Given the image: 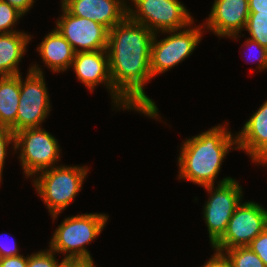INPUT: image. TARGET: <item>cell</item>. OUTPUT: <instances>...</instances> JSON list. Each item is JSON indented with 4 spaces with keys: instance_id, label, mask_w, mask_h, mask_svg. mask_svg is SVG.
Segmentation results:
<instances>
[{
    "instance_id": "6da1fadb",
    "label": "cell",
    "mask_w": 267,
    "mask_h": 267,
    "mask_svg": "<svg viewBox=\"0 0 267 267\" xmlns=\"http://www.w3.org/2000/svg\"><path fill=\"white\" fill-rule=\"evenodd\" d=\"M154 33L128 16L108 32L107 54L114 89L139 113L159 119L155 102L145 94Z\"/></svg>"
},
{
    "instance_id": "7a4b0ae2",
    "label": "cell",
    "mask_w": 267,
    "mask_h": 267,
    "mask_svg": "<svg viewBox=\"0 0 267 267\" xmlns=\"http://www.w3.org/2000/svg\"><path fill=\"white\" fill-rule=\"evenodd\" d=\"M230 149H238L237 137L224 125L214 126L188 138L183 141L178 157V179H185L202 187L214 185Z\"/></svg>"
},
{
    "instance_id": "3957f363",
    "label": "cell",
    "mask_w": 267,
    "mask_h": 267,
    "mask_svg": "<svg viewBox=\"0 0 267 267\" xmlns=\"http://www.w3.org/2000/svg\"><path fill=\"white\" fill-rule=\"evenodd\" d=\"M108 217L102 213H85L64 218L54 231L49 248L56 254L64 253L66 262L94 263L85 245L102 232Z\"/></svg>"
},
{
    "instance_id": "277c9868",
    "label": "cell",
    "mask_w": 267,
    "mask_h": 267,
    "mask_svg": "<svg viewBox=\"0 0 267 267\" xmlns=\"http://www.w3.org/2000/svg\"><path fill=\"white\" fill-rule=\"evenodd\" d=\"M87 166L59 165L38 172L33 185L55 220L81 190L88 174Z\"/></svg>"
},
{
    "instance_id": "5b68a950",
    "label": "cell",
    "mask_w": 267,
    "mask_h": 267,
    "mask_svg": "<svg viewBox=\"0 0 267 267\" xmlns=\"http://www.w3.org/2000/svg\"><path fill=\"white\" fill-rule=\"evenodd\" d=\"M24 175L34 177L38 172L56 166L60 159V146L53 135L42 127L27 128L15 133V151ZM55 164V165H54Z\"/></svg>"
},
{
    "instance_id": "8992f818",
    "label": "cell",
    "mask_w": 267,
    "mask_h": 267,
    "mask_svg": "<svg viewBox=\"0 0 267 267\" xmlns=\"http://www.w3.org/2000/svg\"><path fill=\"white\" fill-rule=\"evenodd\" d=\"M130 1L135 8L128 5V17L136 23L143 24L154 34L192 27L194 23L190 12L179 0Z\"/></svg>"
},
{
    "instance_id": "52a82bcc",
    "label": "cell",
    "mask_w": 267,
    "mask_h": 267,
    "mask_svg": "<svg viewBox=\"0 0 267 267\" xmlns=\"http://www.w3.org/2000/svg\"><path fill=\"white\" fill-rule=\"evenodd\" d=\"M214 185L204 188L210 193L203 208V217L208 228L209 240L213 246L226 232L228 222L237 206L242 202V187L231 177H225Z\"/></svg>"
},
{
    "instance_id": "ba28073f",
    "label": "cell",
    "mask_w": 267,
    "mask_h": 267,
    "mask_svg": "<svg viewBox=\"0 0 267 267\" xmlns=\"http://www.w3.org/2000/svg\"><path fill=\"white\" fill-rule=\"evenodd\" d=\"M25 81L20 74V99L16 116V132L27 128H39L51 111L43 70L33 64Z\"/></svg>"
},
{
    "instance_id": "9c48e42d",
    "label": "cell",
    "mask_w": 267,
    "mask_h": 267,
    "mask_svg": "<svg viewBox=\"0 0 267 267\" xmlns=\"http://www.w3.org/2000/svg\"><path fill=\"white\" fill-rule=\"evenodd\" d=\"M202 26V28H201ZM164 31L170 34L162 40H157L156 33L151 44L150 71L152 76L167 72L193 53L202 38L203 25ZM187 28V29H186ZM202 29V30H201Z\"/></svg>"
},
{
    "instance_id": "30bf717a",
    "label": "cell",
    "mask_w": 267,
    "mask_h": 267,
    "mask_svg": "<svg viewBox=\"0 0 267 267\" xmlns=\"http://www.w3.org/2000/svg\"><path fill=\"white\" fill-rule=\"evenodd\" d=\"M265 229V211L259 203H240L228 222L226 232L212 246L215 252L245 247Z\"/></svg>"
},
{
    "instance_id": "8fae6325",
    "label": "cell",
    "mask_w": 267,
    "mask_h": 267,
    "mask_svg": "<svg viewBox=\"0 0 267 267\" xmlns=\"http://www.w3.org/2000/svg\"><path fill=\"white\" fill-rule=\"evenodd\" d=\"M55 29L71 44L75 53L107 49L109 30L98 22L70 14L61 6ZM79 48V49H78Z\"/></svg>"
},
{
    "instance_id": "7c38bea8",
    "label": "cell",
    "mask_w": 267,
    "mask_h": 267,
    "mask_svg": "<svg viewBox=\"0 0 267 267\" xmlns=\"http://www.w3.org/2000/svg\"><path fill=\"white\" fill-rule=\"evenodd\" d=\"M77 79L81 81L91 92L100 83H104L112 95V103L117 108L136 111L113 87L109 71V59L107 50L87 51L75 53L71 64Z\"/></svg>"
},
{
    "instance_id": "4fadbf2b",
    "label": "cell",
    "mask_w": 267,
    "mask_h": 267,
    "mask_svg": "<svg viewBox=\"0 0 267 267\" xmlns=\"http://www.w3.org/2000/svg\"><path fill=\"white\" fill-rule=\"evenodd\" d=\"M248 0H215L204 30H211L218 37L239 38L249 16Z\"/></svg>"
},
{
    "instance_id": "5bb4252c",
    "label": "cell",
    "mask_w": 267,
    "mask_h": 267,
    "mask_svg": "<svg viewBox=\"0 0 267 267\" xmlns=\"http://www.w3.org/2000/svg\"><path fill=\"white\" fill-rule=\"evenodd\" d=\"M126 0H69L63 7L72 15L98 22L108 30L128 16Z\"/></svg>"
},
{
    "instance_id": "9a60e30c",
    "label": "cell",
    "mask_w": 267,
    "mask_h": 267,
    "mask_svg": "<svg viewBox=\"0 0 267 267\" xmlns=\"http://www.w3.org/2000/svg\"><path fill=\"white\" fill-rule=\"evenodd\" d=\"M236 135L238 150L245 151L254 163L267 165V100Z\"/></svg>"
},
{
    "instance_id": "2e32d148",
    "label": "cell",
    "mask_w": 267,
    "mask_h": 267,
    "mask_svg": "<svg viewBox=\"0 0 267 267\" xmlns=\"http://www.w3.org/2000/svg\"><path fill=\"white\" fill-rule=\"evenodd\" d=\"M42 61L54 72H64L71 68L75 56L71 44L54 28L37 47Z\"/></svg>"
},
{
    "instance_id": "e0dca14e",
    "label": "cell",
    "mask_w": 267,
    "mask_h": 267,
    "mask_svg": "<svg viewBox=\"0 0 267 267\" xmlns=\"http://www.w3.org/2000/svg\"><path fill=\"white\" fill-rule=\"evenodd\" d=\"M31 38L21 31L0 34V76L21 74L18 65Z\"/></svg>"
},
{
    "instance_id": "ac0fdd59",
    "label": "cell",
    "mask_w": 267,
    "mask_h": 267,
    "mask_svg": "<svg viewBox=\"0 0 267 267\" xmlns=\"http://www.w3.org/2000/svg\"><path fill=\"white\" fill-rule=\"evenodd\" d=\"M20 99V74L0 76V127L16 133V116Z\"/></svg>"
},
{
    "instance_id": "d6986e66",
    "label": "cell",
    "mask_w": 267,
    "mask_h": 267,
    "mask_svg": "<svg viewBox=\"0 0 267 267\" xmlns=\"http://www.w3.org/2000/svg\"><path fill=\"white\" fill-rule=\"evenodd\" d=\"M223 254L233 267H266L258 255L248 246L227 249Z\"/></svg>"
},
{
    "instance_id": "ffe728a7",
    "label": "cell",
    "mask_w": 267,
    "mask_h": 267,
    "mask_svg": "<svg viewBox=\"0 0 267 267\" xmlns=\"http://www.w3.org/2000/svg\"><path fill=\"white\" fill-rule=\"evenodd\" d=\"M244 29L250 39L267 48V15H249Z\"/></svg>"
},
{
    "instance_id": "44dd1931",
    "label": "cell",
    "mask_w": 267,
    "mask_h": 267,
    "mask_svg": "<svg viewBox=\"0 0 267 267\" xmlns=\"http://www.w3.org/2000/svg\"><path fill=\"white\" fill-rule=\"evenodd\" d=\"M24 16L7 2L0 0V34L19 32L13 29L14 25Z\"/></svg>"
},
{
    "instance_id": "7402d4cb",
    "label": "cell",
    "mask_w": 267,
    "mask_h": 267,
    "mask_svg": "<svg viewBox=\"0 0 267 267\" xmlns=\"http://www.w3.org/2000/svg\"><path fill=\"white\" fill-rule=\"evenodd\" d=\"M55 255L50 248L28 255L27 267H63L66 261L62 259L59 263Z\"/></svg>"
},
{
    "instance_id": "603a6c76",
    "label": "cell",
    "mask_w": 267,
    "mask_h": 267,
    "mask_svg": "<svg viewBox=\"0 0 267 267\" xmlns=\"http://www.w3.org/2000/svg\"><path fill=\"white\" fill-rule=\"evenodd\" d=\"M12 143L15 149V134L10 128L0 127V179L2 180V172L7 156V147Z\"/></svg>"
},
{
    "instance_id": "cb8c5ba5",
    "label": "cell",
    "mask_w": 267,
    "mask_h": 267,
    "mask_svg": "<svg viewBox=\"0 0 267 267\" xmlns=\"http://www.w3.org/2000/svg\"><path fill=\"white\" fill-rule=\"evenodd\" d=\"M244 45L246 47L251 48L253 51L251 52V54L249 56H251V60L250 61H258V69L259 70H264L267 69V48L261 46L257 41L252 40L250 38H247L246 42L244 43ZM254 49L255 51L257 50V55L256 53H254ZM254 53V54H253ZM256 56V57H254ZM254 57V60L252 59ZM248 60V61H249Z\"/></svg>"
},
{
    "instance_id": "d4e9b609",
    "label": "cell",
    "mask_w": 267,
    "mask_h": 267,
    "mask_svg": "<svg viewBox=\"0 0 267 267\" xmlns=\"http://www.w3.org/2000/svg\"><path fill=\"white\" fill-rule=\"evenodd\" d=\"M248 247L258 255L267 267V230L264 229L248 245Z\"/></svg>"
},
{
    "instance_id": "484cf974",
    "label": "cell",
    "mask_w": 267,
    "mask_h": 267,
    "mask_svg": "<svg viewBox=\"0 0 267 267\" xmlns=\"http://www.w3.org/2000/svg\"><path fill=\"white\" fill-rule=\"evenodd\" d=\"M28 255L22 254L0 258V267H27Z\"/></svg>"
},
{
    "instance_id": "4316f807",
    "label": "cell",
    "mask_w": 267,
    "mask_h": 267,
    "mask_svg": "<svg viewBox=\"0 0 267 267\" xmlns=\"http://www.w3.org/2000/svg\"><path fill=\"white\" fill-rule=\"evenodd\" d=\"M203 265L201 267H233L226 256L219 252H214L213 256Z\"/></svg>"
},
{
    "instance_id": "83f0119b",
    "label": "cell",
    "mask_w": 267,
    "mask_h": 267,
    "mask_svg": "<svg viewBox=\"0 0 267 267\" xmlns=\"http://www.w3.org/2000/svg\"><path fill=\"white\" fill-rule=\"evenodd\" d=\"M5 241H0V258L20 255L15 240L12 243Z\"/></svg>"
},
{
    "instance_id": "f1b7e54d",
    "label": "cell",
    "mask_w": 267,
    "mask_h": 267,
    "mask_svg": "<svg viewBox=\"0 0 267 267\" xmlns=\"http://www.w3.org/2000/svg\"><path fill=\"white\" fill-rule=\"evenodd\" d=\"M249 15H267V0H248Z\"/></svg>"
},
{
    "instance_id": "f546056e",
    "label": "cell",
    "mask_w": 267,
    "mask_h": 267,
    "mask_svg": "<svg viewBox=\"0 0 267 267\" xmlns=\"http://www.w3.org/2000/svg\"><path fill=\"white\" fill-rule=\"evenodd\" d=\"M3 1L7 2L9 5L16 8L23 15H25L26 12H28L31 9L33 3H35L34 0H3Z\"/></svg>"
},
{
    "instance_id": "4dcf8cb0",
    "label": "cell",
    "mask_w": 267,
    "mask_h": 267,
    "mask_svg": "<svg viewBox=\"0 0 267 267\" xmlns=\"http://www.w3.org/2000/svg\"><path fill=\"white\" fill-rule=\"evenodd\" d=\"M67 267H96L94 263L67 262Z\"/></svg>"
},
{
    "instance_id": "1f68e13d",
    "label": "cell",
    "mask_w": 267,
    "mask_h": 267,
    "mask_svg": "<svg viewBox=\"0 0 267 267\" xmlns=\"http://www.w3.org/2000/svg\"><path fill=\"white\" fill-rule=\"evenodd\" d=\"M265 211V229L267 230V210L264 208Z\"/></svg>"
},
{
    "instance_id": "d6a6232c",
    "label": "cell",
    "mask_w": 267,
    "mask_h": 267,
    "mask_svg": "<svg viewBox=\"0 0 267 267\" xmlns=\"http://www.w3.org/2000/svg\"><path fill=\"white\" fill-rule=\"evenodd\" d=\"M69 0H61V6H63Z\"/></svg>"
}]
</instances>
